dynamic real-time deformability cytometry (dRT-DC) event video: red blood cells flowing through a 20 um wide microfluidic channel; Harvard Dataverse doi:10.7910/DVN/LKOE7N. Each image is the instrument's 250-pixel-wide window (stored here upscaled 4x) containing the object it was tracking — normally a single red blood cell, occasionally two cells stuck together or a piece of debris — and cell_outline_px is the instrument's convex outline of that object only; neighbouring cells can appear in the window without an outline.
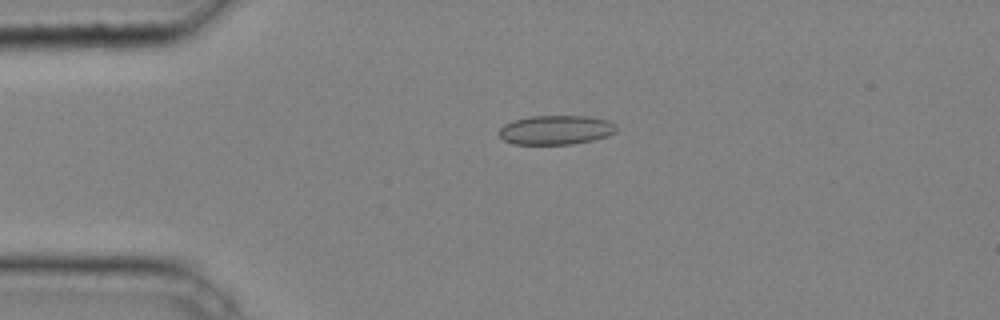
{"species": "common noctule bat (a hibernating species)", "species_latin": "Nyctalus noctula", "temperature_condition": "cold", "stored_images_in_passage": 42, "camera_frame_rate_fps": 3000, "um_per_image_px": 0.085, "animal": {"sex": "male", "body_mass_g": 20.4}, "frame": {"image": 1, "passage_image": 10, "time_ms": 3.0, "image_size_px": [1000, 320], "cell_outline_px": [[616, 132], [608, 136], [592, 140], [572, 144], [512, 144], [504, 140], [496, 132], [504, 124], [512, 120], [532, 116], [588, 116], [608, 120], [616, 124]], "centroid_in_image_um": [47.23, 11.04], "position_along_channel_um": 37.8, "area_um2": 20.17}}
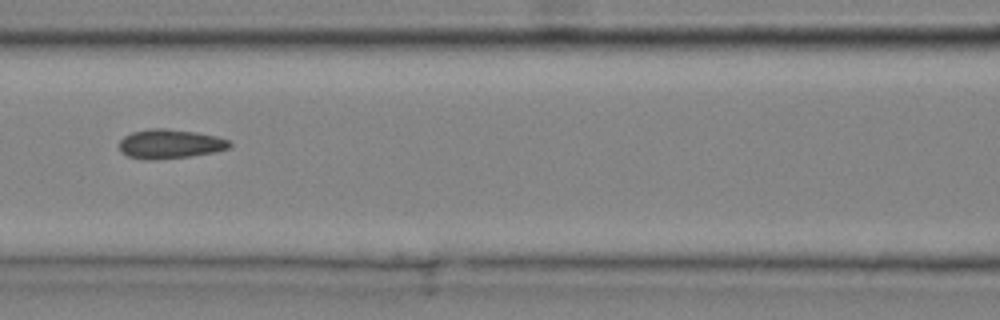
{"frame": {"image": 2, "passage_image": 20, "time_ms": 6.333, "image_size_px": [1000, 320], "cell_outline_px": [[232, 144], [228, 148], [212, 152], [188, 156], [152, 160], [148, 160], [128, 156], [120, 152], [120, 140], [124, 136], [132, 132], [152, 128], [168, 128], [196, 132], [216, 136], [228, 140]], "centroid_in_image_um": [14.41, 12.22], "position_along_channel_um": 152.2, "area_um2": 18.67}}
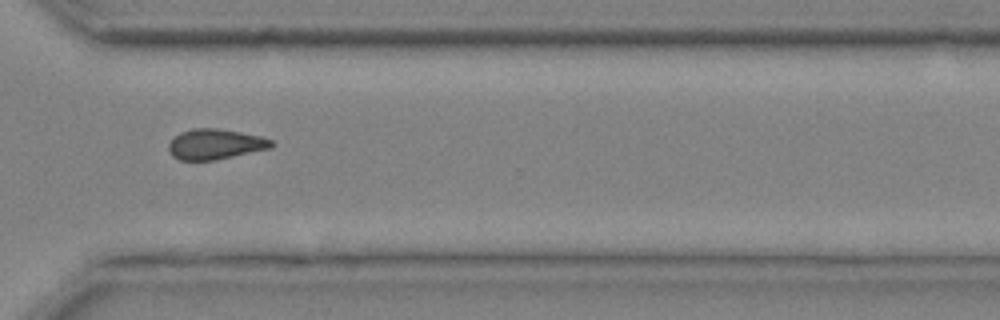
{"frame": {"image": 3, "passage_image": 34, "time_ms": 11.0, "image_size_px": [1000, 320], "cell_outline_px": [[276, 144], [272, 148], [216, 160], [180, 160], [172, 156], [168, 148], [168, 144], [180, 132], [192, 128], [216, 128], [240, 132], [260, 136], [272, 140]], "centroid_in_image_um": [18.32, 12.26], "position_along_channel_um": 352.3, "area_um2": 18.26}, "authors_computed_cell_mechanics": {"area_um2": 18.5538, "velocity_mm_per_s": 4.29, "shape_relaxation_time_tau1_ms": 4.8494, "shape_relaxation_time_tau2_ms": 2.9493, "deformation_change_tau1": 0.0852, "deformation_change_tau2": 0.0844}}